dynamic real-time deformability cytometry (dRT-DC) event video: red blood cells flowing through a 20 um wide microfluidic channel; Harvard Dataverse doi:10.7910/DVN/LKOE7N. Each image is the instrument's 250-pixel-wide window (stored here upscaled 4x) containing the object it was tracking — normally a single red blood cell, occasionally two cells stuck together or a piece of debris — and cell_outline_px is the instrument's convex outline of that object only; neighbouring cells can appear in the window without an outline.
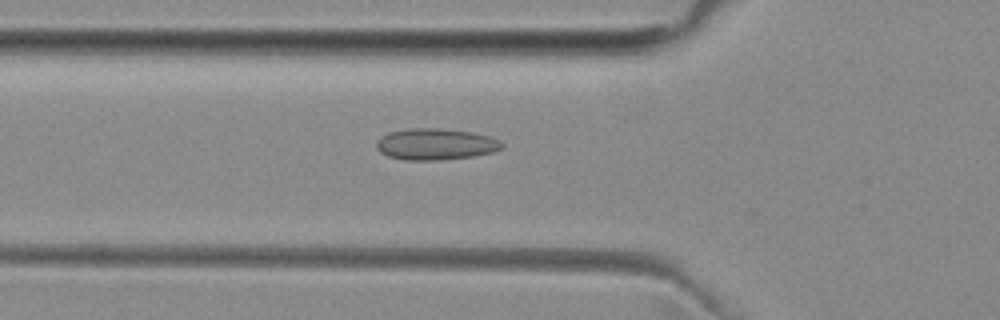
{"species": "common noctule bat (a hibernating species)", "species_latin": "Nyctalus noctula", "temperature_condition": "room temperature", "stored_images_in_passage": 46, "camera_frame_rate_fps": 3000, "um_per_image_px": 0.085, "animal": {"sex": "female", "body_mass_g": 29.2, "forearm_length_mm": 56.3}, "frame": {"image": 1, "passage_image": 15, "time_ms": 4.667, "image_size_px": [1000, 320], "cell_outline_px": [[504, 144], [500, 148], [492, 152], [472, 156], [440, 160], [404, 160], [388, 156], [380, 152], [376, 148], [376, 140], [380, 136], [388, 132], [408, 128], [440, 128], [472, 132], [488, 136], [500, 140]], "centroid_in_image_um": [36.97, 12.25], "position_along_channel_um": 88.8, "area_um2": 23.06}}
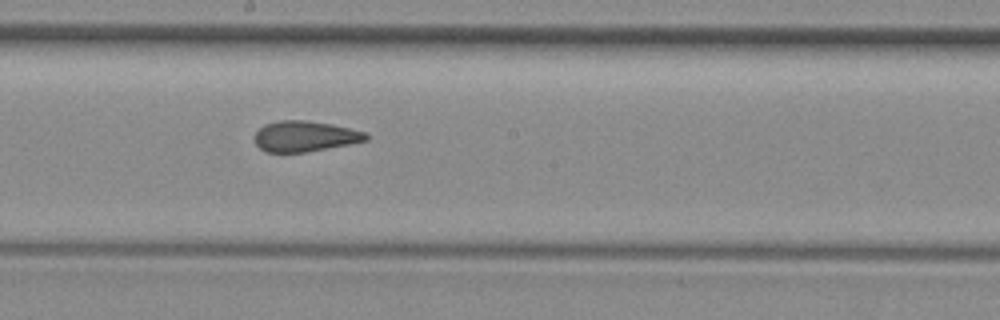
{"frame": {"image": 2, "passage_image": 25, "time_ms": 8.0, "image_size_px": [1000, 320], "cell_outline_px": [[368, 140], [308, 152], [264, 152], [256, 144], [252, 136], [264, 124], [280, 120], [304, 120], [332, 124], [368, 132]], "centroid_in_image_um": [25.9, 11.58], "position_along_channel_um": 222.3, "area_um2": 20.06}}
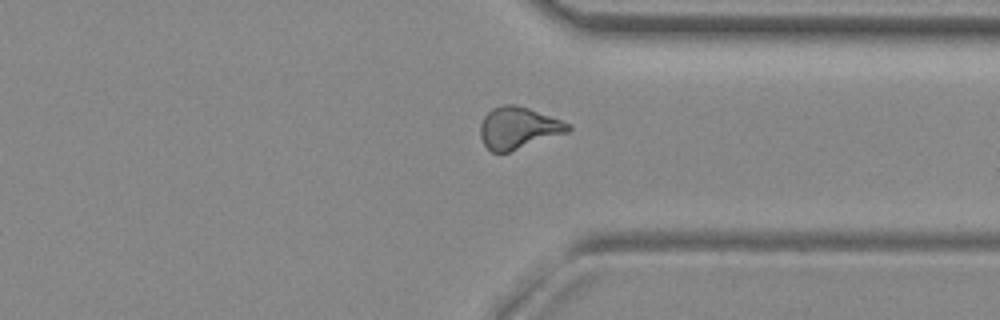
{"frame": {"image": 3, "passage_image": 36, "time_ms": 11.667, "image_size_px": [1000, 320], "cell_outline_px": [[572, 128], [568, 132], [508, 152], [492, 152], [484, 144], [480, 136], [480, 124], [484, 116], [492, 108], [504, 104], [516, 104], [528, 108], [572, 124]], "centroid_in_image_um": [44.05, 10.86], "position_along_channel_um": 367.4, "area_um2": 21.27}, "authors_computed_cell_mechanics": {"area_um2": 20.6346, "velocity_mm_per_s": 3.9962, "shape_relaxation_time_tau1_ms": null, "shape_relaxation_time_tau2_ms": 1.9347, "deformation_change_tau1": null, "deformation_change_tau2": 0.0986}}